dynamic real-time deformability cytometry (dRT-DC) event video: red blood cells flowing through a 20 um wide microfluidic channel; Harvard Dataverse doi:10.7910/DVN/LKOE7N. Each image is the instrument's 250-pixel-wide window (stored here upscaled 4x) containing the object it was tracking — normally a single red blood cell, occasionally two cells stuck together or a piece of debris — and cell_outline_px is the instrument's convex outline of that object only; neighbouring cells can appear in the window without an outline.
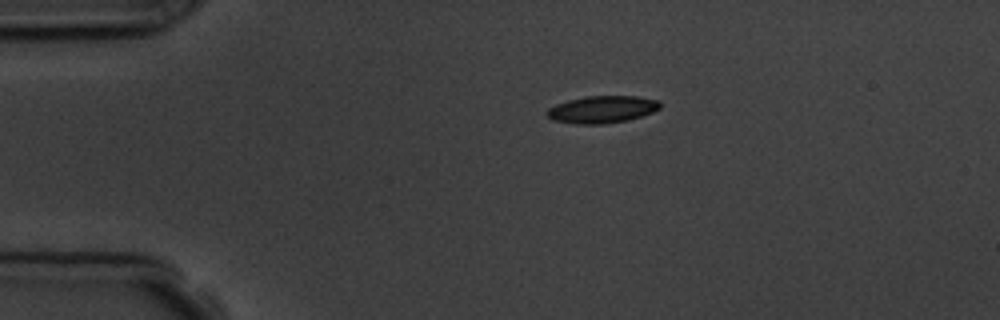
{"species": "common noctule bat (a hibernating species)", "species_latin": "Nyctalus noctula", "temperature_condition": "room temperature", "stored_images_in_passage": 4, "camera_frame_rate_fps": 3000, "um_per_image_px": 0.085, "animal": {"sex": "male", "body_mass_g": 19.5, "forearm_length_mm": 54.6}, "frame": {"image": 1, "passage_image": 1, "time_ms": 0.0, "image_size_px": [1000, 320], "cell_outline_px": [[660, 108], [652, 112], [628, 120], [604, 124], [576, 124], [552, 120], [548, 116], [548, 108], [556, 104], [568, 100], [588, 96], [636, 96], [660, 100]], "centroid_in_image_um": [51.19, 9.3], "position_along_channel_um": 33.8, "area_um2": 17.86}}
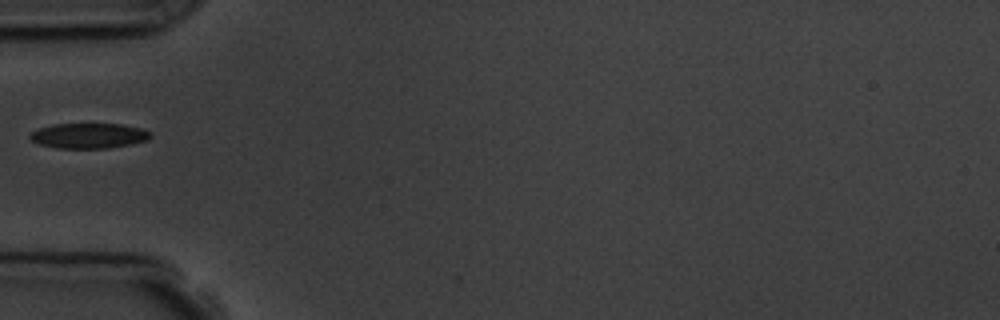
{"frame": {"image": 2, "passage_image": 3, "time_ms": 2.333, "image_size_px": [1000, 320], "cell_outline_px": [[152, 136], [148, 140], [132, 144], [108, 148], [56, 148], [40, 144], [32, 140], [28, 136], [36, 128], [52, 124], [120, 124], [140, 128], [152, 132]], "centroid_in_image_um": [7.55, 11.53], "position_along_channel_um": 77.5, "area_um2": 17.8}}